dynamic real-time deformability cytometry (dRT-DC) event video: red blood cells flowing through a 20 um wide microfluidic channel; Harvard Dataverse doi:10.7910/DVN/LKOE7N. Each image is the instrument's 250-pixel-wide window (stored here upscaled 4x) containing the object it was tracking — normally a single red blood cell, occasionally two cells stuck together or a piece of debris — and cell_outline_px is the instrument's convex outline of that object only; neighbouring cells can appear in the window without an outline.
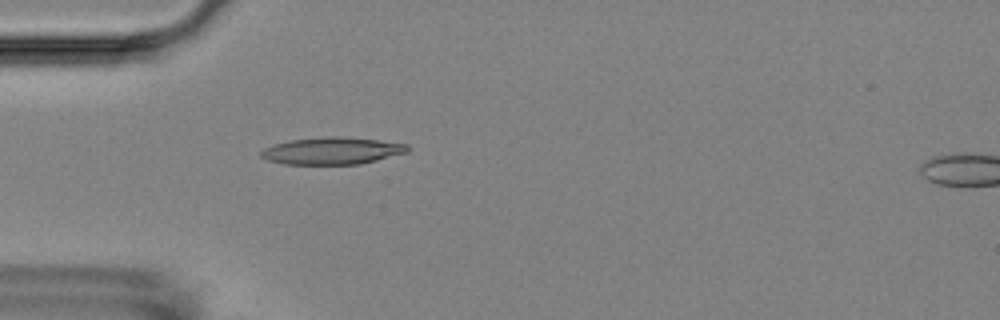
{"species": "Egyptian fruit bat (a non-hibernating species)", "species_latin": "Rousettus aegyptiacus", "temperature_condition": "room temperature", "stored_images_in_passage": 4, "camera_frame_rate_fps": 3000, "um_per_image_px": 0.085, "animal": {"sex": "female"}, "frame": {"image": 1, "passage_image": 4, "time_ms": 3.333, "image_size_px": [1000, 320], "cell_outline_px": [[408, 152], [360, 164], [284, 164], [268, 160], [260, 156], [260, 152], [264, 148], [272, 144], [292, 140], [328, 136], [340, 136], [380, 140], [408, 144]], "centroid_in_image_um": [28.22, 12.81], "position_along_channel_um": 56.8, "area_um2": 23.12}}